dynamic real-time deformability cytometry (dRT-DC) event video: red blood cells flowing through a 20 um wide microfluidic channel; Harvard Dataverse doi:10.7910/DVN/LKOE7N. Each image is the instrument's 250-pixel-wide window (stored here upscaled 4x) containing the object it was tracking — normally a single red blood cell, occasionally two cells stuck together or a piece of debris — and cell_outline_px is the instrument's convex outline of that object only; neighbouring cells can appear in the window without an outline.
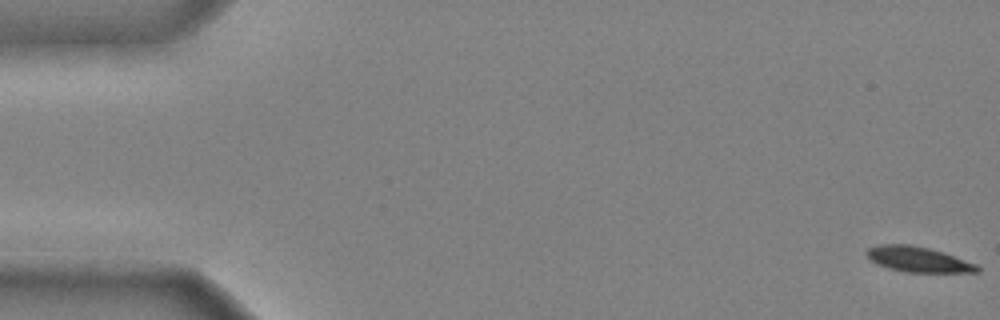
{"species": "common noctule bat (a hibernating species)", "species_latin": "Nyctalus noctula", "temperature_condition": "cold", "stored_images_in_passage": 49, "camera_frame_rate_fps": 3000, "um_per_image_px": 0.085, "animal": {"sex": "male", "body_mass_g": 20.4}, "frame": {"image": 1, "passage_image": 1, "time_ms": 0.0, "image_size_px": [1000, 320], "cell_outline_px": [[980, 272], [904, 272], [888, 268], [876, 264], [864, 252], [868, 248], [880, 244], [908, 244], [928, 248], [944, 252], [976, 264], [980, 268]], "centroid_in_image_um": [78.03, 22.04], "position_along_channel_um": 7.0, "area_um2": 16.3}}
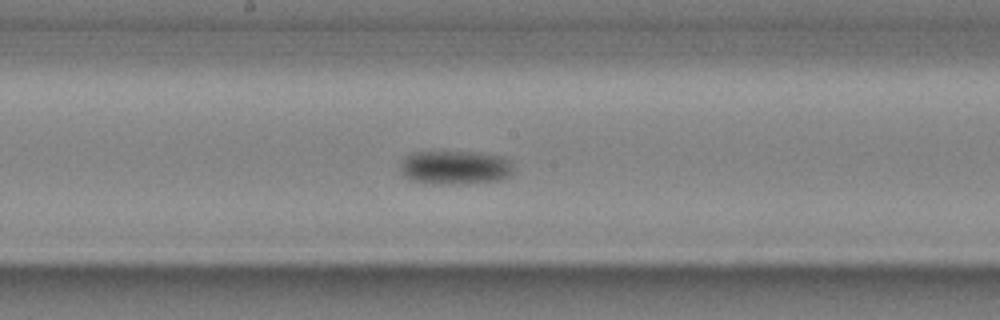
{"frame": {"image": 2, "passage_image": 27, "time_ms": 8.667, "image_size_px": [1000, 320], "cell_outline_px": [[512, 176], [500, 180], [456, 184], [440, 184], [412, 180], [404, 176], [400, 168], [400, 164], [404, 156], [412, 152], [480, 152], [504, 156], [512, 160]], "centroid_in_image_um": [38.73, 14.22], "position_along_channel_um": 209.5, "area_um2": 22.6}}
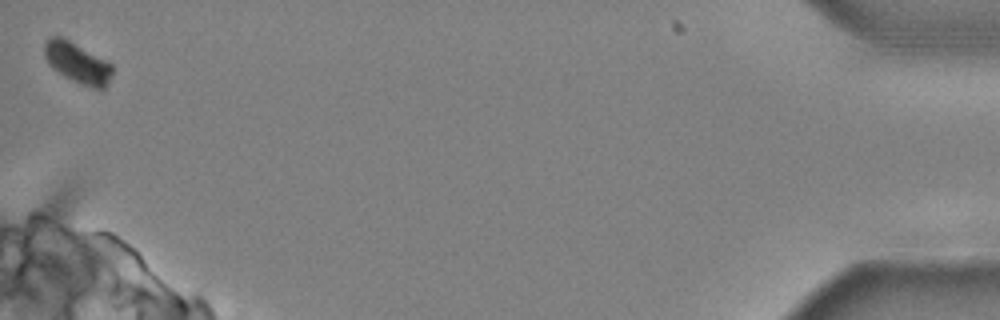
{"frame": {"image": 3, "passage_image": 49, "time_ms": 16.0, "image_size_px": [1000, 320], "cell_outline_px": [[112, 76], [104, 88], [100, 92], [80, 84], [64, 76], [52, 68], [48, 64], [44, 56], [44, 44], [48, 36], [64, 36], [112, 64]], "centroid_in_image_um": [6.57, 5.34], "position_along_channel_um": 428.6, "area_um2": 16.53}, "authors_computed_cell_mechanics": {"area_um2": 19.1318, "velocity_mm_per_s": 3.942, "shape_relaxation_time_tau1_ms": 3.1668, "shape_relaxation_time_tau2_ms": null, "deformation_change_tau1": 0.1543, "deformation_change_tau2": null}}